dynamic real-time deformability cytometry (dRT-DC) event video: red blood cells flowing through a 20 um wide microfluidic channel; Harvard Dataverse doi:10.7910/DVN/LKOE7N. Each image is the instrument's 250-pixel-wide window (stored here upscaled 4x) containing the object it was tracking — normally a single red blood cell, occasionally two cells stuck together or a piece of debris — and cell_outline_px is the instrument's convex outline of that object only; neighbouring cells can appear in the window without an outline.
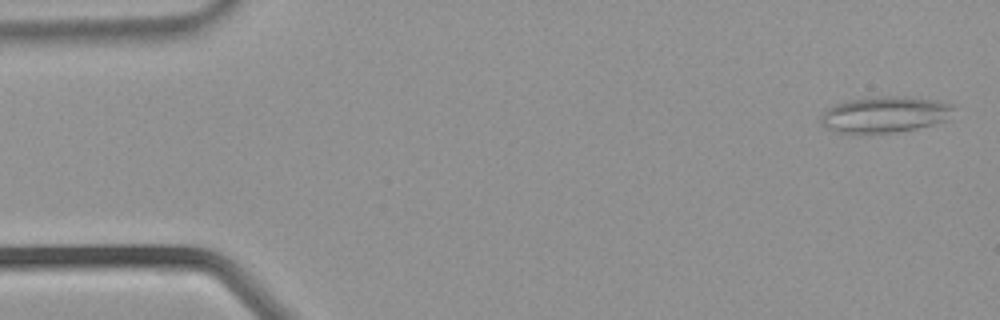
{"species": "common noctule bat (a hibernating species)", "species_latin": "Nyctalus noctula", "temperature_condition": "warm", "stored_images_in_passage": 36, "camera_frame_rate_fps": 3000, "um_per_image_px": 0.085, "animal": {"sex": "male", "body_mass_g": 21.5, "forearm_length_mm": 52.0}, "frame": {"image": 1, "passage_image": 1, "time_ms": 0.0, "image_size_px": [1000, 320], "cell_outline_px": [[952, 108], [944, 120], [932, 124], [916, 128], [896, 132], [836, 132], [820, 124], [820, 116], [828, 108], [836, 104], [848, 100], [880, 96], [904, 96], [936, 100], [952, 104]], "centroid_in_image_um": [75.15, 9.71], "position_along_channel_um": 9.8, "area_um2": 27.34}}
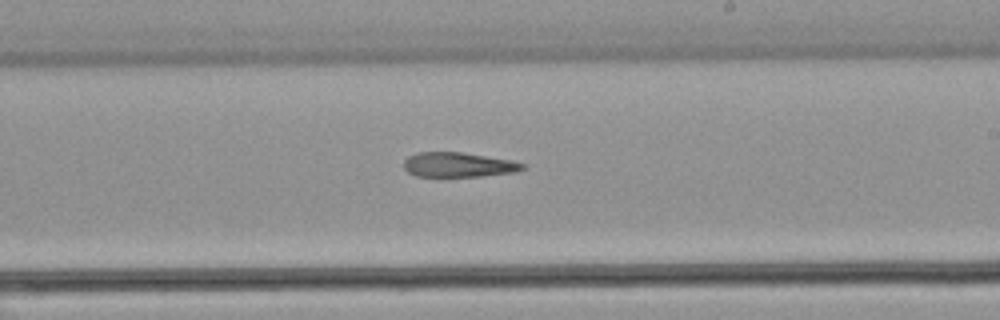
{"frame": {"image": 2, "passage_image": 21, "time_ms": 6.667, "image_size_px": [1000, 320], "cell_outline_px": [[528, 168], [516, 172], [480, 176], [416, 176], [408, 172], [404, 168], [404, 160], [408, 156], [416, 152], [460, 152], [512, 160], [524, 164]], "centroid_in_image_um": [38.97, 14.0], "position_along_channel_um": 250.0, "area_um2": 17.11}}
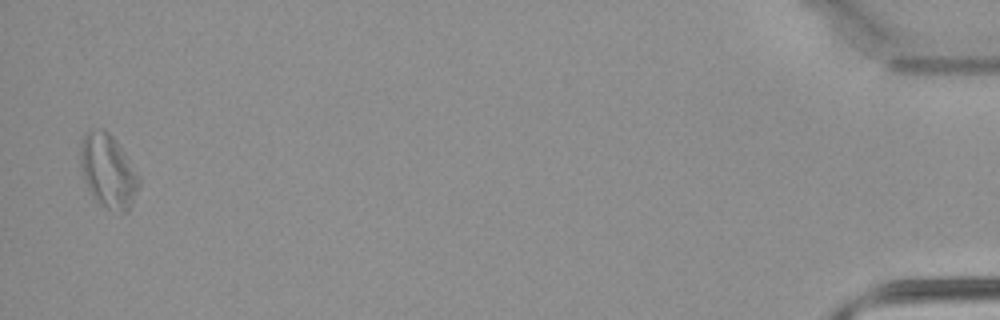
{"frame": {"image": 3, "passage_image": 36, "time_ms": 11.667, "image_size_px": [1000, 320], "cell_outline_px": [[140, 184], [132, 204], [128, 212], [124, 212], [108, 208], [100, 204], [92, 196], [88, 188], [80, 164], [80, 148], [84, 136], [92, 128], [108, 132], [116, 140], [140, 176]], "centroid_in_image_um": [9.21, 14.55], "position_along_channel_um": 426.0, "area_um2": 24.8}}